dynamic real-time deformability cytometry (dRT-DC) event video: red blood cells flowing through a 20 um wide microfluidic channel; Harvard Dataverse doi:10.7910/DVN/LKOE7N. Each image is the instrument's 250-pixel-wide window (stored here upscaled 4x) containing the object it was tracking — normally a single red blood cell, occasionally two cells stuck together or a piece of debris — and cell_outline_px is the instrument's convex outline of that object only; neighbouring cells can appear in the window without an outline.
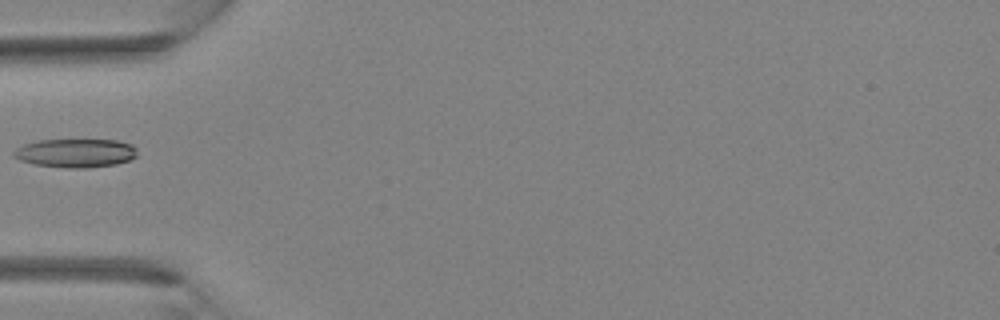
{"species": "Egyptian fruit bat (a non-hibernating species)", "species_latin": "Rousettus aegyptiacus", "temperature_condition": "room temperature", "stored_images_in_passage": 3, "camera_frame_rate_fps": 3000, "um_per_image_px": 0.085, "animal": {"sex": "female"}, "frame": {"image": 1, "passage_image": 3, "time_ms": 2.333, "image_size_px": [1000, 320], "cell_outline_px": [[136, 156], [128, 160], [116, 164], [88, 168], [68, 168], [36, 164], [20, 160], [12, 156], [12, 152], [16, 148], [24, 144], [36, 140], [116, 140], [132, 144], [136, 148]], "centroid_in_image_um": [6.41, 13.0], "position_along_channel_um": 78.6, "area_um2": 20.63}}